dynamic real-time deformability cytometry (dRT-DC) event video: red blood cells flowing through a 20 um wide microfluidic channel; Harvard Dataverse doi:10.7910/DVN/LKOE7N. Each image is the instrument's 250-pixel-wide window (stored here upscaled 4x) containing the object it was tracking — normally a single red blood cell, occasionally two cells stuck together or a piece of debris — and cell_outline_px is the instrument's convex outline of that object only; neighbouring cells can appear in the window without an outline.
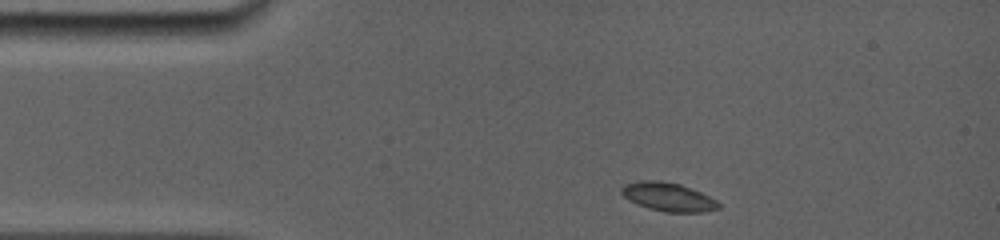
{"species": "common noctule bat (a hibernating species)", "species_latin": "Nyctalus noctula", "temperature_condition": "room temperature", "stored_images_in_passage": 26, "camera_frame_rate_fps": 5000, "um_per_image_px": 0.085, "animal": {"sex": "female", "body_mass_g": 19.0, "forearm_length_mm": 56.7}, "frame": {"image": 1, "passage_image": 1, "time_ms": 0.0, "image_size_px": [1000, 240], "cell_outline_px": [[720, 208], [700, 212], [664, 212], [648, 208], [636, 204], [628, 200], [620, 192], [620, 188], [624, 184], [640, 180], [660, 180], [680, 184], [700, 192], [716, 200], [720, 204]], "centroid_in_image_um": [56.75, 16.73], "position_along_channel_um": 28.3, "area_um2": 16.24}}
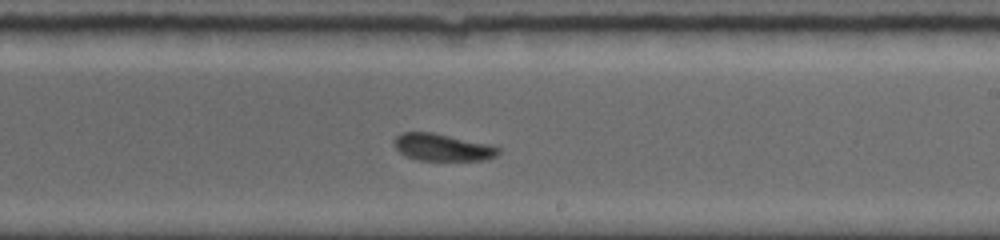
{"frame": {"image": 2, "passage_image": 15, "time_ms": 7.0, "image_size_px": [1000, 240], "cell_outline_px": [[500, 152], [496, 156], [488, 160], [416, 160], [400, 152], [396, 148], [396, 136], [400, 132], [432, 132], [488, 144], [500, 148]], "centroid_in_image_um": [37.64, 12.53], "position_along_channel_um": 251.4, "area_um2": 16.3}}
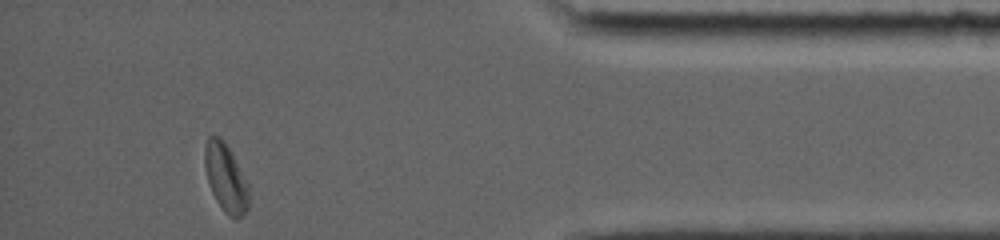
{"frame": {"image": 3, "passage_image": 26, "time_ms": 12.0, "image_size_px": [1000, 240], "cell_outline_px": [[248, 208], [236, 220], [232, 220], [224, 212], [216, 200], [212, 192], [208, 180], [204, 164], [204, 148], [208, 136], [216, 136], [224, 140], [248, 184]], "centroid_in_image_um": [19.17, 15.14], "position_along_channel_um": 416.0, "area_um2": 17.28}, "authors_computed_cell_mechanics": {"area_um2": 16.7909, "velocity_mm_per_s": 3.8573, "shape_relaxation_time_tau1_ms": 5.4722, "shape_relaxation_time_tau2_ms": 8.811, "deformation_change_tau1": 0.1006, "deformation_change_tau2": 0.1687}}